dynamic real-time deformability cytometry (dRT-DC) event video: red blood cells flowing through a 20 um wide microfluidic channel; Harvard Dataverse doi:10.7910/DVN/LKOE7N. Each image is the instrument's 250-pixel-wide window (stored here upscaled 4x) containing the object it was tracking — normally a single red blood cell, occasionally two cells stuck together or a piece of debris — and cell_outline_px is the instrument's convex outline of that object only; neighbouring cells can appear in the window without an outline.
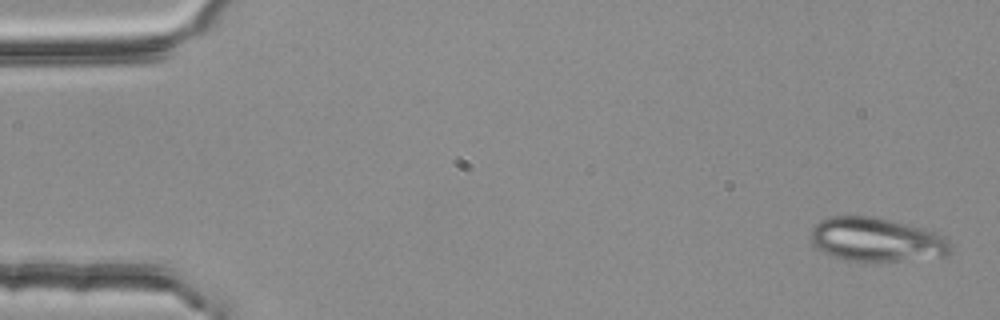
{"species": "common noctule bat (a hibernating species)", "species_latin": "Nyctalus noctula", "temperature_condition": "room temperature", "stored_images_in_passage": 4, "camera_frame_rate_fps": 3000, "um_per_image_px": 0.085, "animal": {"sex": "female", "body_mass_g": 25.1}, "frame": {"image": 1, "passage_image": 1, "time_ms": 0.0, "image_size_px": [1000, 320], "cell_outline_px": [[952, 252], [944, 256], [896, 260], [848, 260], [832, 256], [820, 252], [812, 244], [812, 228], [820, 220], [832, 216], [876, 216], [936, 232], [948, 240], [952, 248]], "centroid_in_image_um": [74.48, 20.35], "position_along_channel_um": 10.5, "area_um2": 35.37}}